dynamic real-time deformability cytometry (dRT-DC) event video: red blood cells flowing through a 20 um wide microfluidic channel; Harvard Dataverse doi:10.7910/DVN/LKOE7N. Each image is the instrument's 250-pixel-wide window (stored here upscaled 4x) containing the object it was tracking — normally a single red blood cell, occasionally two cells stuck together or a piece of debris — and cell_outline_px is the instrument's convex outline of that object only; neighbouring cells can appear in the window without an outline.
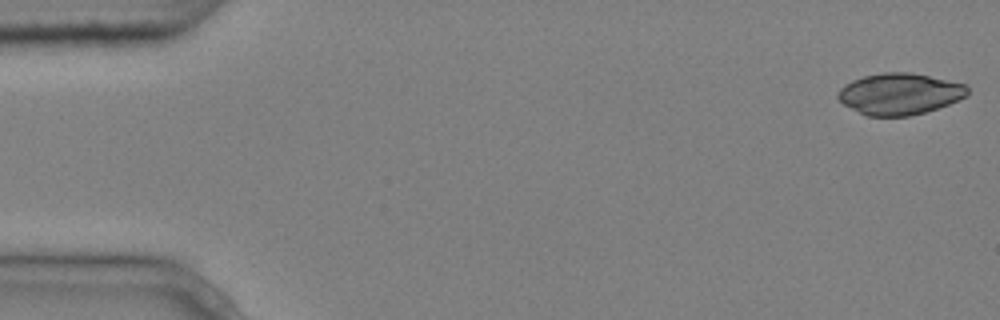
{"species": "common noctule bat (a hibernating species)", "species_latin": "Nyctalus noctula", "temperature_condition": "cold", "stored_images_in_passage": 5, "camera_frame_rate_fps": 3000, "um_per_image_px": 0.085, "animal": {"sex": "male", "body_mass_g": 20.4}, "frame": {"image": 1, "passage_image": 1, "time_ms": 0.0, "image_size_px": [1000, 320], "cell_outline_px": [[968, 96], [948, 104], [924, 112], [908, 116], [868, 116], [844, 104], [836, 96], [840, 88], [844, 84], [852, 80], [864, 76], [884, 72], [908, 72], [968, 84]], "centroid_in_image_um": [76.48, 7.97], "position_along_channel_um": 8.5, "area_um2": 31.1}}